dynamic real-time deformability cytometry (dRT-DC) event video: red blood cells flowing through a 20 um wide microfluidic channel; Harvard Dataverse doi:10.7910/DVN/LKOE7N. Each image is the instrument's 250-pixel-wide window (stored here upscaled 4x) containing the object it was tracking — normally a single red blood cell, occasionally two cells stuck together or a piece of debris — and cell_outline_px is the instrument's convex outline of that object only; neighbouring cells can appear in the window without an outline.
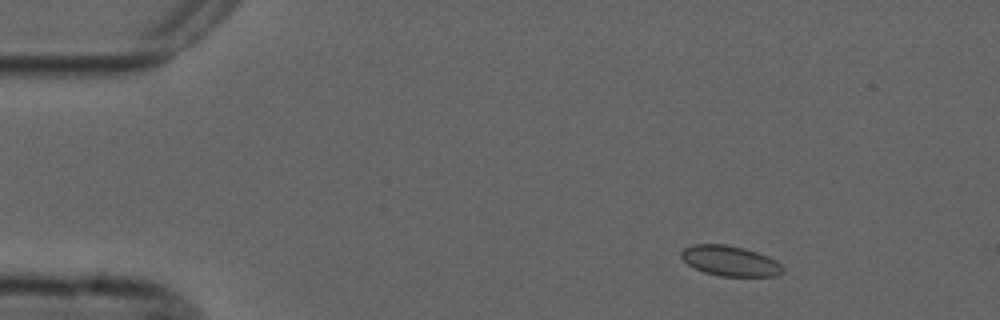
{"species": "common noctule bat (a hibernating species)", "species_latin": "Nyctalus noctula", "temperature_condition": "cold", "stored_images_in_passage": 4, "camera_frame_rate_fps": 3000, "um_per_image_px": 0.085, "animal": {"sex": "male", "forearm_length_mm": 52.5}, "frame": {"image": 1, "passage_image": 2, "time_ms": 1.0, "image_size_px": [1000, 320], "cell_outline_px": [[784, 272], [776, 276], [720, 276], [704, 272], [688, 264], [680, 256], [680, 252], [684, 248], [692, 244], [724, 244], [744, 248], [768, 256], [776, 260], [784, 268]], "centroid_in_image_um": [62.06, 22.17], "position_along_channel_um": 22.9, "area_um2": 17.92}}